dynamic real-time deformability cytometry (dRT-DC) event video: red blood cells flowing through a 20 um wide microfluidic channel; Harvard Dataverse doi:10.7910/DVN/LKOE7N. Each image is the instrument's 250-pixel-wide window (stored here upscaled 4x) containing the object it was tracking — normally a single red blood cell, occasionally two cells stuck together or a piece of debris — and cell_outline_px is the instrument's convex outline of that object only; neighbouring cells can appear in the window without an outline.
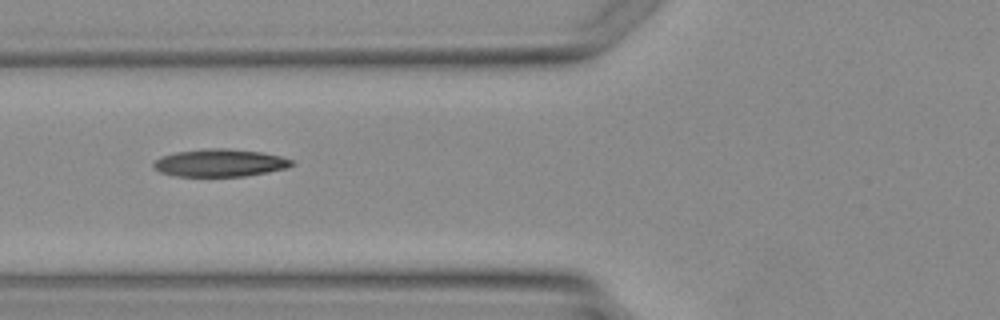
{"species": "Egyptian fruit bat (a non-hibernating species)", "species_latin": "Rousettus aegyptiacus", "temperature_condition": "warm", "stored_images_in_passage": 3, "camera_frame_rate_fps": 3000, "um_per_image_px": 0.085, "animal": {"sex": "female"}, "frame": {"image": 1, "passage_image": 3, "time_ms": 2.667, "image_size_px": [1000, 320], "cell_outline_px": [[292, 164], [284, 168], [268, 172], [244, 176], [176, 176], [160, 172], [152, 168], [152, 164], [156, 160], [164, 156], [176, 152], [208, 148], [228, 148], [264, 152], [280, 156], [292, 160]], "centroid_in_image_um": [18.67, 13.84], "position_along_channel_um": 107.1, "area_um2": 22.08}}